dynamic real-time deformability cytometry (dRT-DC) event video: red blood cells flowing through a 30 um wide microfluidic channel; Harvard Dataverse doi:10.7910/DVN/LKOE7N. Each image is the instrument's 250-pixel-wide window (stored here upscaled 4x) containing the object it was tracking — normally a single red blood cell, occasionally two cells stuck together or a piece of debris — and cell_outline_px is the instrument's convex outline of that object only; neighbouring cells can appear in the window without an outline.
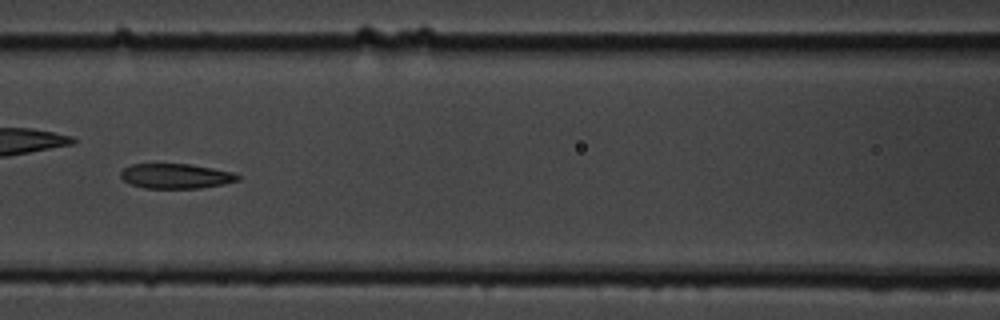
{"species": "common noctule bat (a hibernating species)", "species_latin": "Nyctalus noctula", "temperature_condition": "cold", "stored_images_in_passage": 49, "camera_frame_rate_fps": 3000, "um_per_image_px": 0.085, "animal": {"sex": "male", "body_mass_g": 19.5, "forearm_length_mm": 54.6}, "frame": {"image": 1, "passage_image": 16, "time_ms": 5.0, "image_size_px": [1000, 320], "cell_outline_px": [[240, 180], [224, 184], [200, 188], [144, 188], [132, 184], [124, 180], [120, 176], [120, 172], [124, 168], [132, 164], [188, 164], [212, 168], [232, 172], [240, 176]], "centroid_in_image_um": [14.95, 14.97], "position_along_channel_um": 151.6, "area_um2": 16.88}}
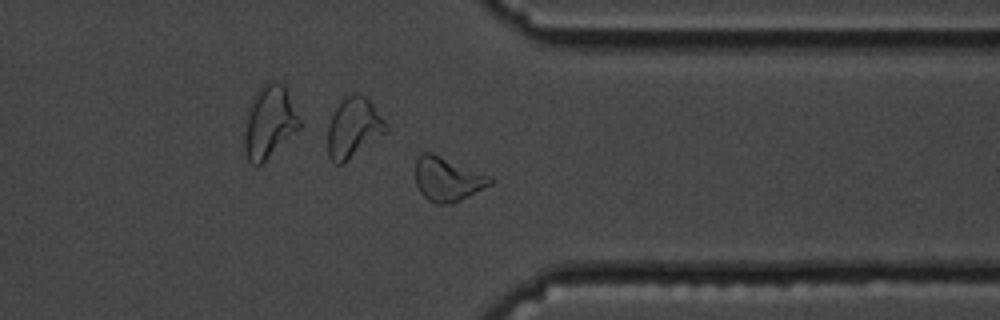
{"frame": {"image": 2, "passage_image": 36, "time_ms": 11.667, "image_size_px": [1000, 320], "cell_outline_px": [[496, 180], [492, 184], [452, 204], [436, 204], [428, 200], [420, 192], [416, 184], [416, 160], [424, 152], [432, 152], [492, 176]], "centroid_in_image_um": [38.07, 15.23], "position_along_channel_um": 373.3, "area_um2": 19.31}}
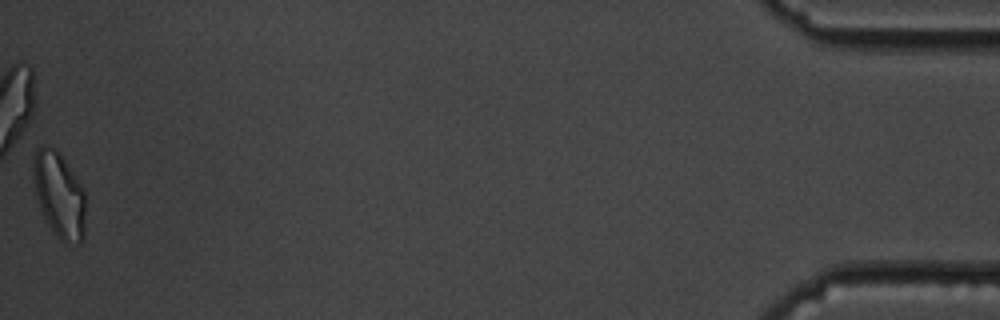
{"frame": {"image": 3, "passage_image": 49, "time_ms": 16.0, "image_size_px": [1000, 320], "cell_outline_px": [[84, 236], [80, 244], [64, 244], [56, 236], [48, 224], [40, 208], [36, 196], [32, 176], [32, 168], [36, 148], [44, 144], [48, 144], [64, 160], [84, 188]], "centroid_in_image_um": [5.01, 16.6], "position_along_channel_um": 430.2, "area_um2": 26.13}, "authors_computed_cell_mechanics": {"area_um2": 18.0914, "velocity_mm_per_s": 3.3526, "shape_relaxation_time_tau1_ms": 6.8721, "shape_relaxation_time_tau2_ms": 3.4969, "deformation_change_tau1": 0.1834, "deformation_change_tau2": 0.111}}